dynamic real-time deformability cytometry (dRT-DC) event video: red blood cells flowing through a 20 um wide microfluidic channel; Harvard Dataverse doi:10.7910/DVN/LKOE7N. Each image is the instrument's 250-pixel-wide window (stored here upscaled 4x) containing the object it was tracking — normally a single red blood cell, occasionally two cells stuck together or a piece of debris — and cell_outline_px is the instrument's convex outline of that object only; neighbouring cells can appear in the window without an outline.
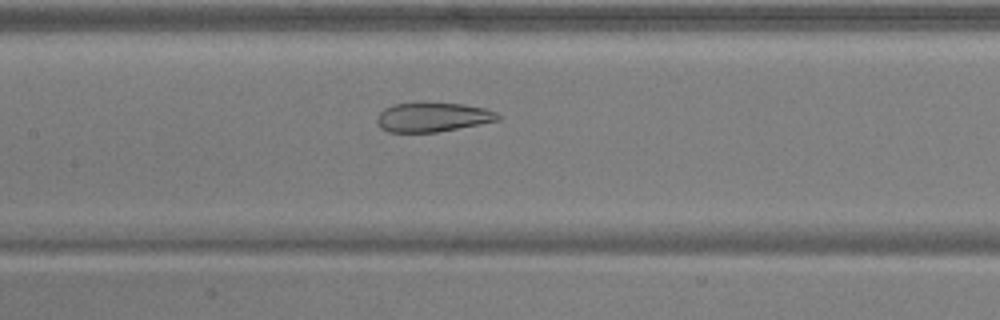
{"species": "common noctule bat (a hibernating species)", "species_latin": "Nyctalus noctula", "temperature_condition": "warm", "stored_images_in_passage": 52, "camera_frame_rate_fps": 3000, "um_per_image_px": 0.085, "animal": {"sex": "male", "body_mass_g": 17.9, "forearm_length_mm": 54.2}, "frame": {"image": 1, "passage_image": 25, "time_ms": 8.0, "image_size_px": [1000, 320], "cell_outline_px": [[500, 120], [480, 124], [436, 132], [388, 132], [380, 128], [376, 124], [376, 116], [384, 108], [392, 104], [464, 104], [488, 108], [496, 112], [500, 116]], "centroid_in_image_um": [36.77, 9.97], "position_along_channel_um": 170.6, "area_um2": 20.52}}
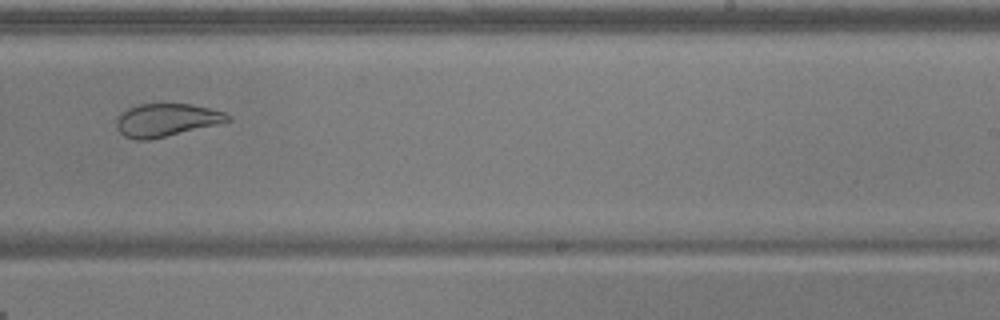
{"frame": {"image": 2, "passage_image": 33, "time_ms": 10.667, "image_size_px": [1000, 320], "cell_outline_px": [[232, 120], [216, 124], [148, 140], [136, 140], [124, 136], [120, 132], [116, 124], [116, 120], [120, 112], [128, 108], [140, 104], [188, 104], [208, 108], [224, 112], [232, 116]], "centroid_in_image_um": [14.11, 10.2], "position_along_channel_um": 274.9, "area_um2": 21.04}}
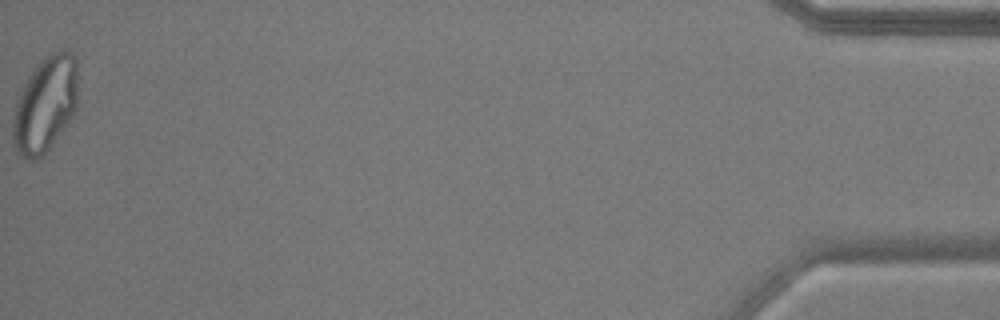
{"frame": {"image": 3, "passage_image": 52, "time_ms": 17.0, "image_size_px": [1000, 320], "cell_outline_px": [[76, 108], [44, 156], [32, 160], [28, 160], [20, 156], [12, 144], [12, 120], [16, 100], [28, 76], [40, 60], [48, 52], [60, 48], [64, 48], [72, 52], [76, 60]], "centroid_in_image_um": [3.8, 8.85], "position_along_channel_um": 431.4, "area_um2": 36.47}, "authors_computed_cell_mechanics": {"area_um2": 29.767, "velocity_mm_per_s": 3.927, "shape_relaxation_time_tau1_ms": null, "shape_relaxation_time_tau2_ms": 1.3015, "deformation_change_tau1": null, "deformation_change_tau2": 0.0796}}